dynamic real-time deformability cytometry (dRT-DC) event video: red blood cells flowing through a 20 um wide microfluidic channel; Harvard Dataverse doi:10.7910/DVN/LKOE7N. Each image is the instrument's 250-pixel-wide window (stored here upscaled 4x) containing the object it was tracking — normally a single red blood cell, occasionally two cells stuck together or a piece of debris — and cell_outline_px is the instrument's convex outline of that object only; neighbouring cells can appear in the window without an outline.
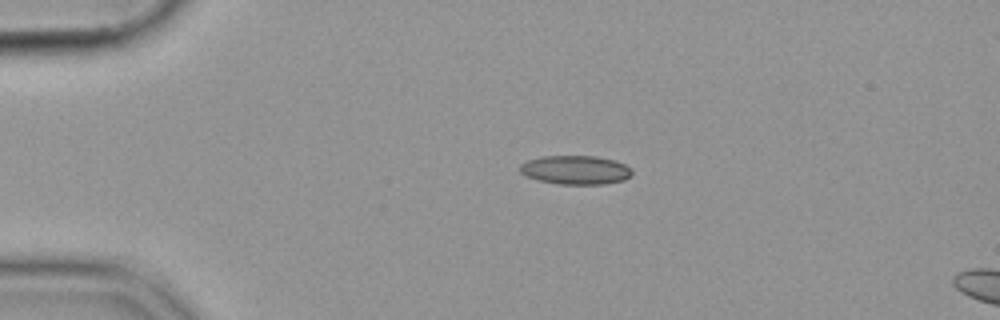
{"species": "common noctule bat (a hibernating species)", "species_latin": "Nyctalus noctula", "temperature_condition": "cold", "stored_images_in_passage": 44, "camera_frame_rate_fps": 3000, "um_per_image_px": 0.085, "animal": {"sex": "female", "body_mass_g": 19.9}, "frame": {"image": 1, "passage_image": 1, "time_ms": 0.0, "image_size_px": [1000, 320], "cell_outline_px": [[632, 172], [624, 180], [604, 184], [560, 184], [540, 180], [528, 176], [520, 172], [520, 164], [528, 160], [540, 156], [596, 156], [616, 160], [632, 168]], "centroid_in_image_um": [48.94, 14.43], "position_along_channel_um": 36.1, "area_um2": 18.79}}
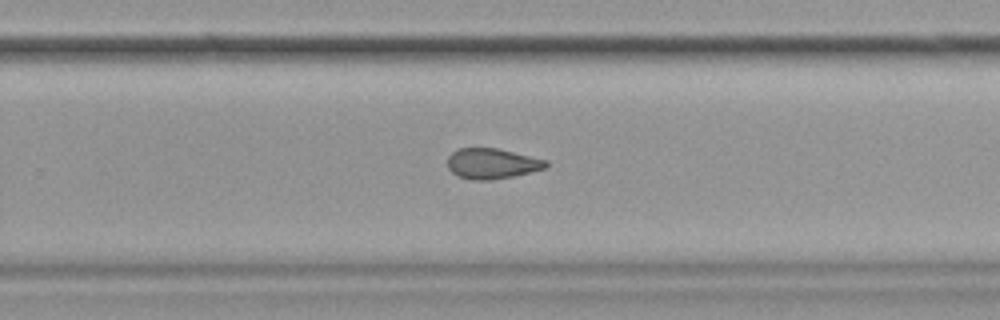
{"frame": {"image": 2, "passage_image": 25, "time_ms": 8.0, "image_size_px": [1000, 320], "cell_outline_px": [[548, 164], [544, 168], [512, 176], [488, 180], [472, 180], [460, 176], [452, 172], [448, 168], [448, 156], [456, 148], [496, 148], [548, 160]], "centroid_in_image_um": [41.79, 13.89], "position_along_channel_um": 288.0, "area_um2": 17.22}}
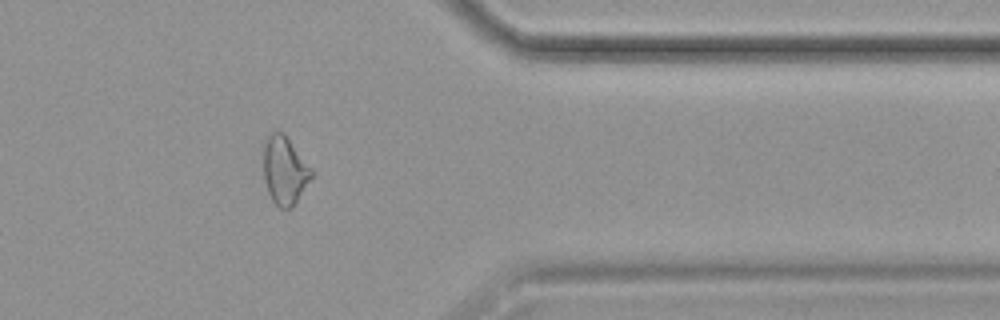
{"frame": {"image": 3, "passage_image": 34, "time_ms": 11.0, "image_size_px": [1000, 320], "cell_outline_px": [[312, 176], [292, 208], [280, 208], [272, 200], [268, 192], [264, 180], [264, 140], [272, 132], [280, 132], [288, 140], [312, 168]], "centroid_in_image_um": [24.18, 14.52], "position_along_channel_um": 387.2, "area_um2": 18.55}}